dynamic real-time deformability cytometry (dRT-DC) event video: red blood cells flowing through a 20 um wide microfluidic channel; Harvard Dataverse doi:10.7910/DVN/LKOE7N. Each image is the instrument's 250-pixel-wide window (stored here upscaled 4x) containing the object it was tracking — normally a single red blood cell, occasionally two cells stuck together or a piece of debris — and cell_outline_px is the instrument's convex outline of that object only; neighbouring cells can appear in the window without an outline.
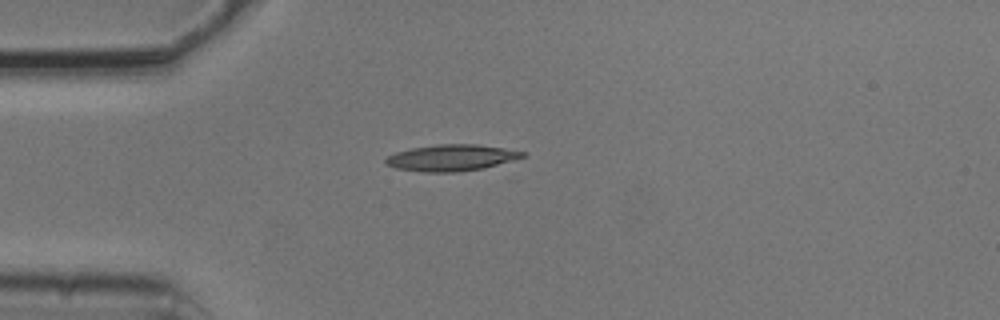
{"species": "common noctule bat (a hibernating species)", "species_latin": "Nyctalus noctula", "temperature_condition": "cold", "stored_images_in_passage": 1, "camera_frame_rate_fps": 3000, "um_per_image_px": 0.085, "animal": {"sex": "male", "body_mass_g": 20.5, "forearm_length_mm": 52.5}, "frame": {"image": 1, "passage_image": 1, "time_ms": 0.0, "image_size_px": [1000, 320], "cell_outline_px": [[528, 152], [524, 156], [512, 160], [484, 168], [456, 172], [424, 172], [396, 168], [388, 164], [384, 160], [388, 156], [396, 152], [412, 148], [436, 144], [476, 144], [504, 148]], "centroid_in_image_um": [38.38, 13.4], "position_along_channel_um": 46.6, "area_um2": 20.87}}